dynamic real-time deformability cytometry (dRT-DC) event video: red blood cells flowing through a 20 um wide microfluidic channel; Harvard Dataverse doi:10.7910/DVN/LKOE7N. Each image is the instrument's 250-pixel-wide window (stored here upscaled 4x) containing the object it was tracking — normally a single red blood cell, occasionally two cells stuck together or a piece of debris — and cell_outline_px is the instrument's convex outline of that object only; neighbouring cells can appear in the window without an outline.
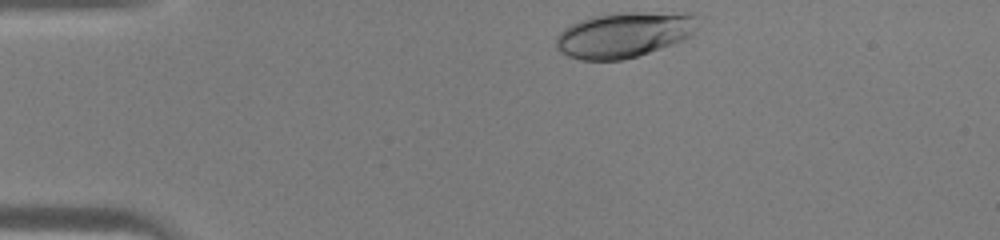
{"species": "human", "species_latin": "Homo sapiens", "temperature_condition": "warm", "stored_images_in_passage": 30, "camera_frame_rate_fps": 3000, "um_per_image_px": 0.085, "donor": {"sex": "male"}, "frame": {"image": 1, "passage_image": 1, "time_ms": 0.0, "image_size_px": [1000, 240], "cell_outline_px": [[700, 28], [692, 36], [672, 44], [624, 60], [580, 60], [568, 56], [560, 52], [556, 48], [556, 36], [564, 28], [580, 20], [592, 16], [620, 12], [692, 12], [700, 16]], "centroid_in_image_um": [53.13, 2.92], "position_along_channel_um": 31.9, "area_um2": 38.26}}
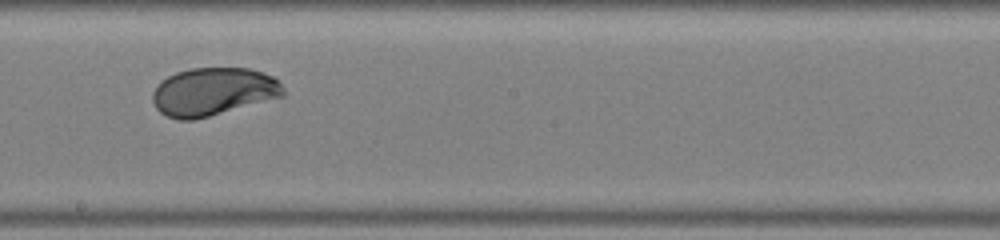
{"frame": {"image": 2, "passage_image": 18, "time_ms": 5.667, "image_size_px": [1000, 240], "cell_outline_px": [[284, 96], [208, 116], [192, 120], [180, 120], [168, 116], [160, 112], [156, 108], [152, 100], [152, 92], [168, 76], [176, 72], [192, 68], [248, 68], [264, 72], [272, 76], [284, 88]], "centroid_in_image_um": [18.12, 7.79], "position_along_channel_um": 230.1, "area_um2": 36.18}}
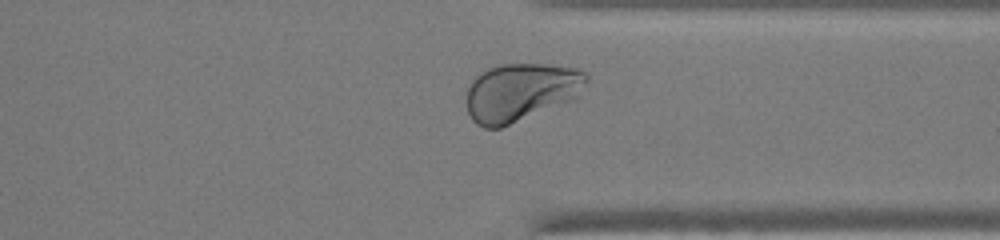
{"frame": {"image": 3, "passage_image": 27, "time_ms": 8.667, "image_size_px": [1000, 240], "cell_outline_px": [[588, 80], [576, 96], [572, 100], [500, 128], [484, 128], [476, 124], [472, 120], [468, 112], [468, 88], [472, 80], [480, 72], [488, 68], [500, 64], [544, 64], [576, 68], [588, 72]], "centroid_in_image_um": [44.26, 7.82], "position_along_channel_um": 367.1, "area_um2": 40.46}}